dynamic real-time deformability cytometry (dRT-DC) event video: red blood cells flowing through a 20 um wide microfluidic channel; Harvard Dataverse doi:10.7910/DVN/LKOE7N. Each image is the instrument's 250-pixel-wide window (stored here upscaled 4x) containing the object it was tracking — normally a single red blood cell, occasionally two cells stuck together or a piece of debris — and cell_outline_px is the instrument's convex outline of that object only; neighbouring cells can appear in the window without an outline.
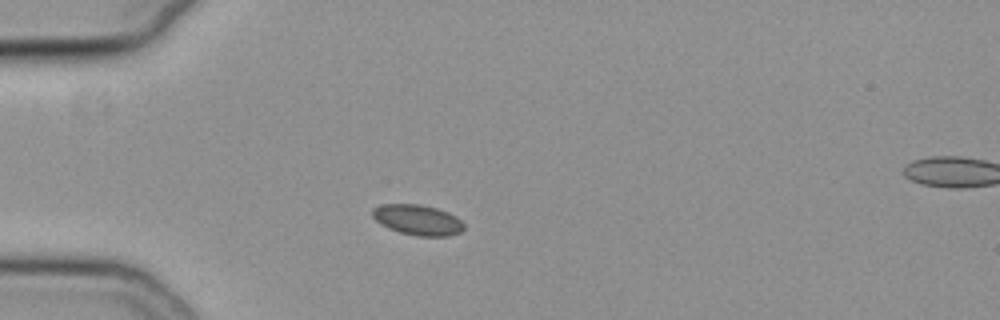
{"species": "common noctule bat (a hibernating species)", "species_latin": "Nyctalus noctula", "temperature_condition": "cold", "stored_images_in_passage": 41, "camera_frame_rate_fps": 3000, "um_per_image_px": 0.085, "animal": {"sex": "female", "body_mass_g": 19.3, "forearm_length_mm": 54.1}, "frame": {"image": 1, "passage_image": 1, "time_ms": 0.0, "image_size_px": [1000, 320], "cell_outline_px": [[464, 228], [460, 232], [448, 236], [416, 236], [400, 232], [388, 228], [380, 224], [372, 216], [372, 208], [380, 204], [420, 204], [436, 208], [448, 212], [456, 216], [464, 224]], "centroid_in_image_um": [35.48, 18.68], "position_along_channel_um": 49.5, "area_um2": 16.3}}
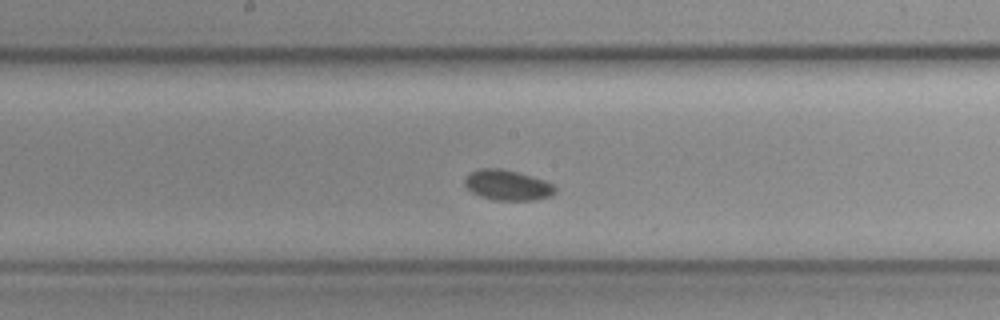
{"frame": {"image": 2, "passage_image": 15, "time_ms": 4.667, "image_size_px": [1000, 320], "cell_outline_px": [[556, 192], [552, 196], [536, 200], [496, 200], [480, 196], [472, 192], [464, 184], [464, 176], [468, 172], [480, 168], [500, 168], [532, 176], [544, 180], [552, 184], [556, 188]], "centroid_in_image_um": [43.12, 15.73], "position_along_channel_um": 205.1, "area_um2": 16.13}}
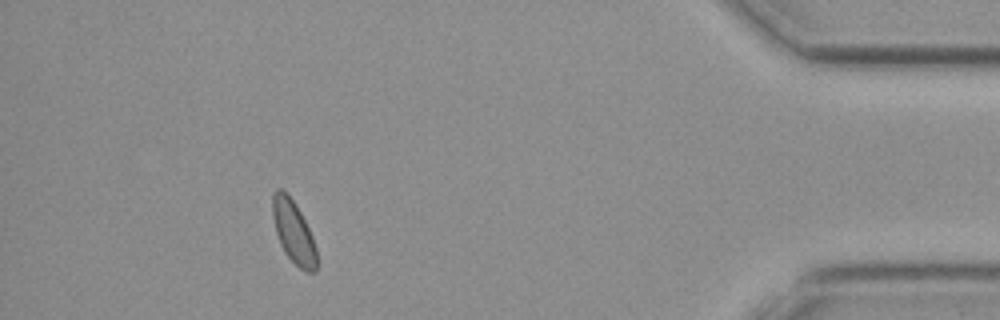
{"frame": {"image": 3, "passage_image": 36, "time_ms": 11.667, "image_size_px": [1000, 320], "cell_outline_px": [[316, 272], [304, 272], [284, 252], [280, 244], [276, 232], [272, 216], [272, 196], [276, 188], [280, 188], [296, 204], [312, 236], [316, 248]], "centroid_in_image_um": [24.93, 19.72], "position_along_channel_um": 410.3, "area_um2": 15.9}}